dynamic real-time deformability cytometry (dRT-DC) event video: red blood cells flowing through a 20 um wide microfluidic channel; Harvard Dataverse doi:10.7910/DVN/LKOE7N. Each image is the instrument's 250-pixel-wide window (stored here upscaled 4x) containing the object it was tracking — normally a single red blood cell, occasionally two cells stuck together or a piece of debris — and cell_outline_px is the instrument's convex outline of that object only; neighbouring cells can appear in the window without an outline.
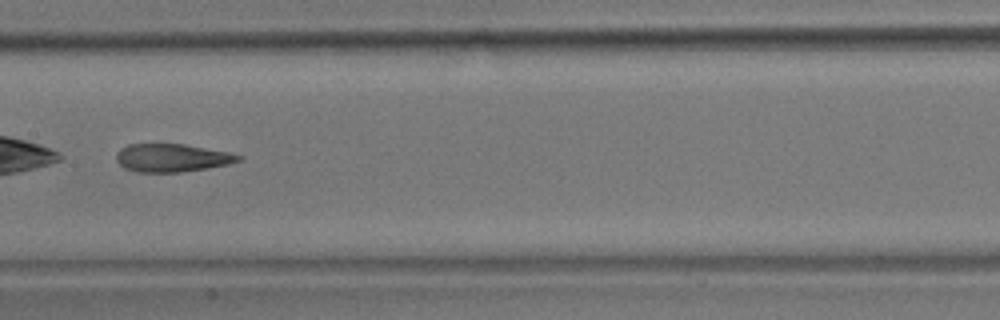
{"species": "common noctule bat (a hibernating species)", "species_latin": "Nyctalus noctula", "temperature_condition": "room temperature", "stored_images_in_passage": 36, "camera_frame_rate_fps": 3000, "um_per_image_px": 0.085, "animal": {"sex": "male", "body_mass_g": 17.9}, "frame": {"image": 1, "passage_image": 11, "time_ms": 3.333, "image_size_px": [1000, 320], "cell_outline_px": [[244, 156], [240, 160], [228, 164], [180, 172], [136, 172], [124, 168], [116, 160], [116, 152], [120, 148], [128, 144], [184, 144], [228, 152]], "centroid_in_image_um": [14.57, 13.41], "position_along_channel_um": 192.8, "area_um2": 19.88}, "authors_computed_cell_mechanics": {"area_um2": 20.9814, "velocity_mm_per_s": 3.6699, "shape_relaxation_time_tau1_ms": 10.9319, "shape_relaxation_time_tau2_ms": 1.6751, "deformation_change_tau1": 0.2422, "deformation_change_tau2": 0.1051}}